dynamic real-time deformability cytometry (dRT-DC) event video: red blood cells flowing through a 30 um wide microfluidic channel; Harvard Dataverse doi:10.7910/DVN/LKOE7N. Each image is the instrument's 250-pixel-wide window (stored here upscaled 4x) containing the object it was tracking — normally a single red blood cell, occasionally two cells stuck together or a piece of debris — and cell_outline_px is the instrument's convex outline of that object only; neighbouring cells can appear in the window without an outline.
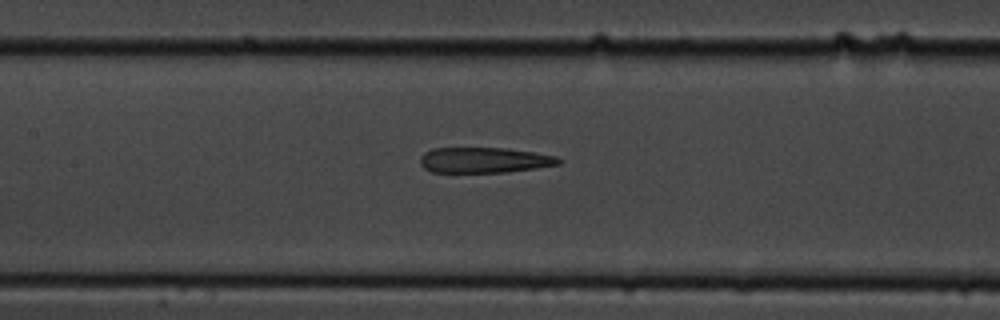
{"species": "common noctule bat (a hibernating species)", "species_latin": "Nyctalus noctula", "temperature_condition": "cold", "stored_images_in_passage": 9, "camera_frame_rate_fps": 3000, "um_per_image_px": 0.085, "animal": {"sex": "male", "body_mass_g": 19.5, "forearm_length_mm": 54.6}, "frame": {"image": 1, "passage_image": 9, "time_ms": 10.0, "image_size_px": [1000, 320], "cell_outline_px": [[564, 160], [560, 164], [536, 168], [504, 172], [432, 172], [424, 168], [420, 164], [420, 156], [424, 152], [432, 148], [504, 148], [532, 152], [556, 156]], "centroid_in_image_um": [41.15, 13.61], "position_along_channel_um": 166.3, "area_um2": 20.58}}